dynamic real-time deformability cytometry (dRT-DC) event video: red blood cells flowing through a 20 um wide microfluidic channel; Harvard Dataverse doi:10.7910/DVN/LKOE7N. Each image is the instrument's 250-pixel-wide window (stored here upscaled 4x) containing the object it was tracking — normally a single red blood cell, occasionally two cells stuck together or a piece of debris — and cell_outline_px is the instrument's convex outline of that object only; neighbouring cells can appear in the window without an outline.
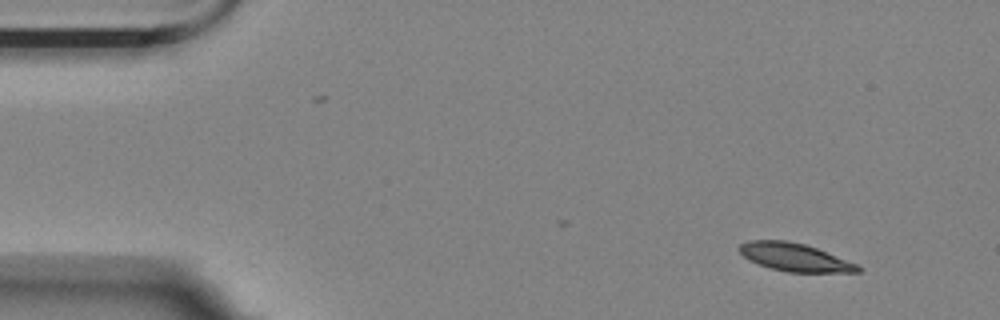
{"species": "Egyptian fruit bat (a non-hibernating species)", "species_latin": "Rousettus aegyptiacus", "temperature_condition": "room temperature", "stored_images_in_passage": 4, "camera_frame_rate_fps": 3000, "um_per_image_px": 0.085, "animal": {"sex": "female"}, "frame": {"image": 1, "passage_image": 1, "time_ms": 0.0, "image_size_px": [1000, 320], "cell_outline_px": [[864, 268], [860, 272], [788, 272], [772, 268], [748, 260], [736, 248], [740, 244], [748, 240], [784, 240], [804, 244], [816, 248], [856, 264]], "centroid_in_image_um": [67.52, 21.86], "position_along_channel_um": 17.5, "area_um2": 19.13}}
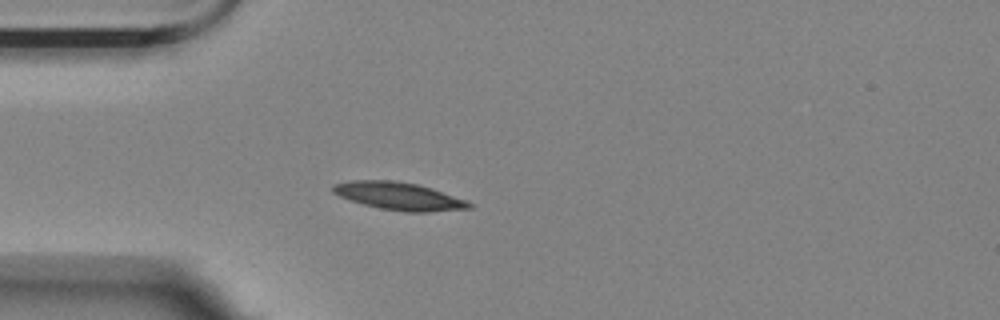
{"frame": {"image": 2, "passage_image": 4, "time_ms": 1.0, "image_size_px": [1000, 320], "cell_outline_px": [[472, 208], [432, 212], [404, 212], [380, 208], [364, 204], [340, 196], [332, 192], [332, 184], [352, 180], [396, 180], [416, 184], [432, 188], [468, 200], [472, 204]], "centroid_in_image_um": [33.95, 16.67], "position_along_channel_um": 51.1, "area_um2": 22.08}}